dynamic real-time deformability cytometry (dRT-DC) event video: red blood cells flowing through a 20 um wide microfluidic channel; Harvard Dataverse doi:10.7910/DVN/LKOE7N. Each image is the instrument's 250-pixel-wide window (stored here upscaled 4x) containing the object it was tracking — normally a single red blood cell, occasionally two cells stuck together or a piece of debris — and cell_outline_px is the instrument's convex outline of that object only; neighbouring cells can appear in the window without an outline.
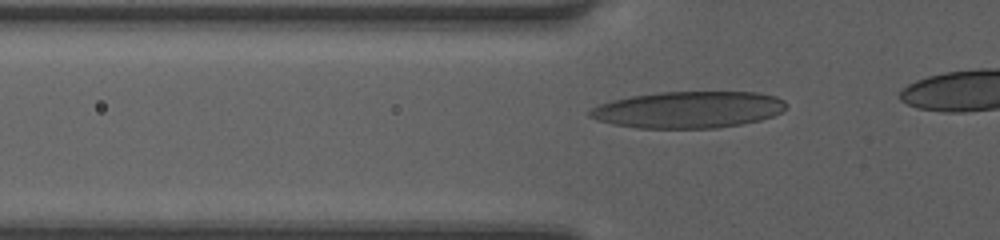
{"species": "human", "species_latin": "Homo sapiens", "temperature_condition": "room temperature", "stored_images_in_passage": 14, "camera_frame_rate_fps": 3000, "um_per_image_px": 0.085, "donor": {"sex": "female"}, "frame": {"image": 1, "passage_image": 5, "time_ms": 1.333, "image_size_px": [1000, 240], "cell_outline_px": [[784, 108], [780, 112], [772, 116], [760, 120], [740, 124], [716, 128], [636, 128], [612, 124], [596, 120], [588, 116], [588, 112], [592, 108], [600, 104], [612, 100], [632, 96], [660, 92], [760, 92], [776, 96], [784, 100]], "centroid_in_image_um": [58.48, 9.32], "position_along_channel_um": 67.3, "area_um2": 41.91}}
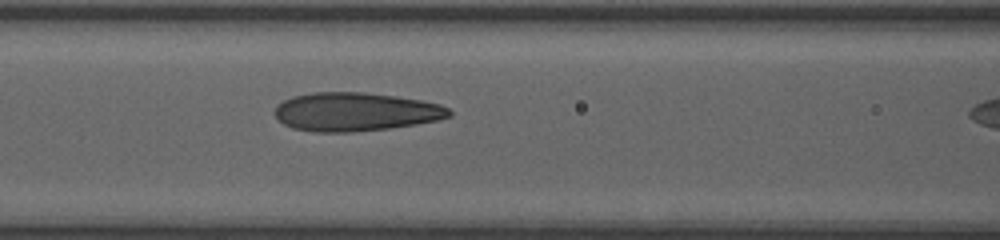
{"frame": {"image": 2, "passage_image": 10, "time_ms": 3.0, "image_size_px": [1000, 240], "cell_outline_px": [[452, 116], [436, 120], [416, 124], [388, 128], [352, 132], [316, 132], [292, 128], [284, 124], [276, 116], [276, 104], [292, 96], [312, 92], [364, 92], [396, 96], [420, 100], [440, 104], [448, 108], [452, 112]], "centroid_in_image_um": [30.21, 9.5], "position_along_channel_um": 136.4, "area_um2": 39.19}}